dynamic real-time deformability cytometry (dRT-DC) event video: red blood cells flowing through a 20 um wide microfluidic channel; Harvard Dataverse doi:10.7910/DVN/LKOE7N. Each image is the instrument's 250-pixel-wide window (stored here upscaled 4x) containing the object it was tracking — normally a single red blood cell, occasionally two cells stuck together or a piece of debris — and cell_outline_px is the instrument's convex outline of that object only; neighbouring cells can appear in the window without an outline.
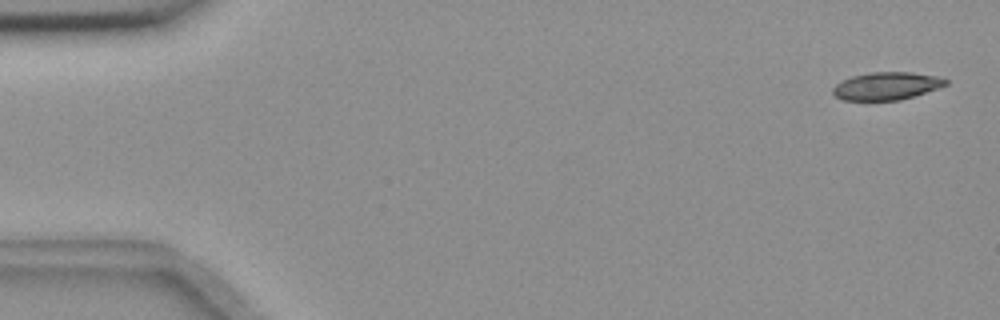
{"species": "common noctule bat (a hibernating species)", "species_latin": "Nyctalus noctula", "temperature_condition": "room temperature", "stored_images_in_passage": 6, "segment_of_instrument_passage": [2, 2], "camera_frame_rate_fps": 3000, "um_per_image_px": 0.085, "animal": {"sex": "female", "body_mass_g": 18.4}, "frame": {"image": 1, "passage_image": 6, "time_ms": 1.667, "image_size_px": [1000, 320], "cell_outline_px": [[948, 84], [900, 100], [840, 100], [832, 92], [832, 88], [836, 84], [852, 76], [872, 72], [912, 72], [936, 76], [948, 80]], "centroid_in_image_um": [75.32, 7.3], "position_along_channel_um": 9.7, "area_um2": 17.98}}